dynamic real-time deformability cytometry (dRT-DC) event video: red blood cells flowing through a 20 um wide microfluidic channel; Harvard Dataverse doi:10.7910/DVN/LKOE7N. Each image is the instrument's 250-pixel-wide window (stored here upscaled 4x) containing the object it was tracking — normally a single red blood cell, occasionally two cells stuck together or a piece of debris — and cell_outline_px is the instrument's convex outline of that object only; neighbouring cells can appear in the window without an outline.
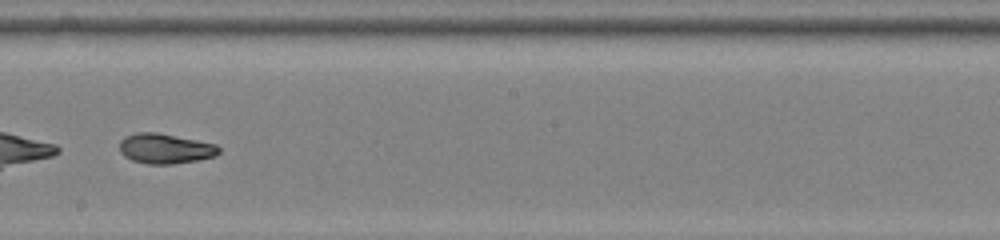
{"species": "common noctule bat (a hibernating species)", "species_latin": "Nyctalus noctula", "temperature_condition": "room temperature", "stored_images_in_passage": 32, "camera_frame_rate_fps": 3000, "um_per_image_px": 0.085, "animal": {"sex": "female", "body_mass_g": 22.0, "forearm_length_mm": 56.7}, "frame": {"image": 1, "passage_image": 19, "time_ms": 6.0, "image_size_px": [1000, 240], "cell_outline_px": [[220, 152], [216, 156], [196, 160], [172, 164], [148, 164], [132, 160], [124, 156], [120, 152], [120, 140], [124, 136], [136, 132], [156, 132], [216, 144], [220, 148]], "centroid_in_image_um": [14.02, 12.62], "position_along_channel_um": 234.2, "area_um2": 17.4}}
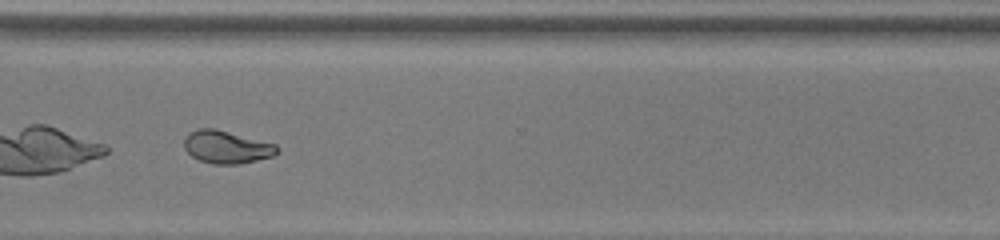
{"frame": {"image": 2, "passage_image": 28, "time_ms": 9.0, "image_size_px": [1000, 240], "cell_outline_px": [[280, 148], [272, 156], [240, 164], [212, 164], [200, 160], [192, 156], [184, 148], [184, 136], [188, 132], [200, 128], [216, 128], [276, 144]], "centroid_in_image_um": [19.23, 12.48], "position_along_channel_um": 351.4, "area_um2": 17.8}, "authors_computed_cell_mechanics": {"area_um2": 17.7446, "velocity_mm_per_s": 3.8895, "shape_relaxation_time_tau1_ms": null, "shape_relaxation_time_tau2_ms": 2.2003, "deformation_change_tau1": null, "deformation_change_tau2": 0.0677}}